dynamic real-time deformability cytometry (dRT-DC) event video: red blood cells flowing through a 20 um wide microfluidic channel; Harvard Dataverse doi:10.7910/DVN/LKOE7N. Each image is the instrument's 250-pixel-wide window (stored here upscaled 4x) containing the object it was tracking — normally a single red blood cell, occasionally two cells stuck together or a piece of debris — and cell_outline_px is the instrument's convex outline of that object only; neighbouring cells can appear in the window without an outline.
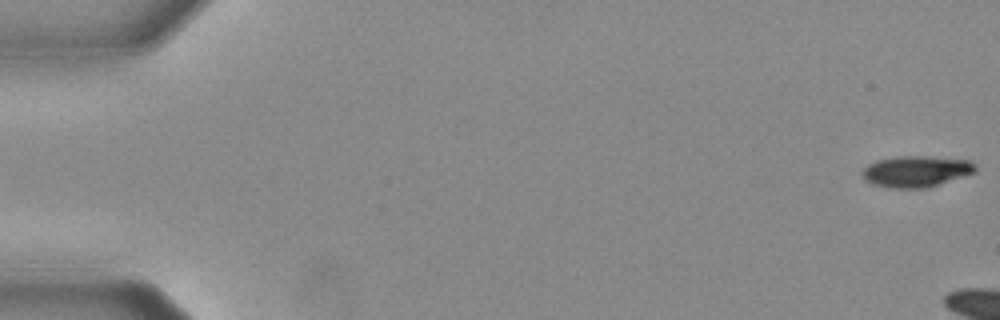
{"species": "Egyptian fruit bat (a non-hibernating species)", "species_latin": "Rousettus aegyptiacus", "temperature_condition": "warm", "stored_images_in_passage": 18, "camera_frame_rate_fps": 3000, "um_per_image_px": 0.085, "animal": {"sex": "female"}, "frame": {"image": 1, "passage_image": 1, "time_ms": 0.0, "image_size_px": [1000, 320], "cell_outline_px": [[976, 172], [924, 188], [892, 188], [872, 184], [864, 180], [860, 172], [868, 164], [876, 160], [896, 156], [932, 156], [972, 160], [976, 164]], "centroid_in_image_um": [77.85, 14.55], "position_along_channel_um": 7.1, "area_um2": 20.75}}
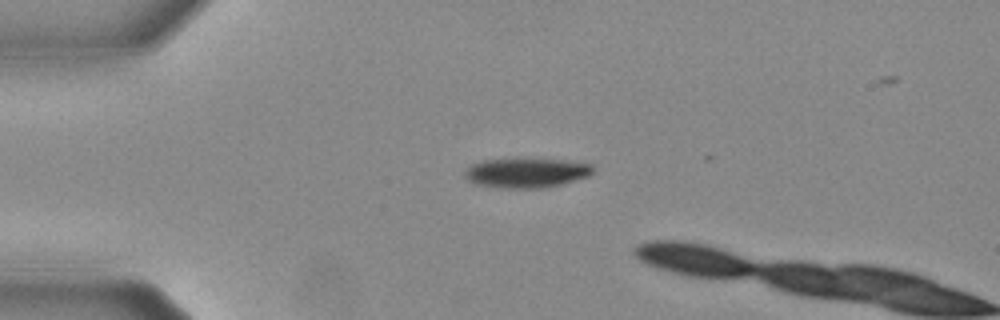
{"frame": {"image": 2, "passage_image": 14, "time_ms": 4.333, "image_size_px": [1000, 320], "cell_outline_px": [[596, 168], [588, 176], [548, 188], [496, 188], [476, 184], [468, 180], [464, 176], [464, 168], [472, 164], [484, 160], [584, 160], [592, 164]], "centroid_in_image_um": [44.78, 14.7], "position_along_channel_um": 40.2, "area_um2": 22.31}}